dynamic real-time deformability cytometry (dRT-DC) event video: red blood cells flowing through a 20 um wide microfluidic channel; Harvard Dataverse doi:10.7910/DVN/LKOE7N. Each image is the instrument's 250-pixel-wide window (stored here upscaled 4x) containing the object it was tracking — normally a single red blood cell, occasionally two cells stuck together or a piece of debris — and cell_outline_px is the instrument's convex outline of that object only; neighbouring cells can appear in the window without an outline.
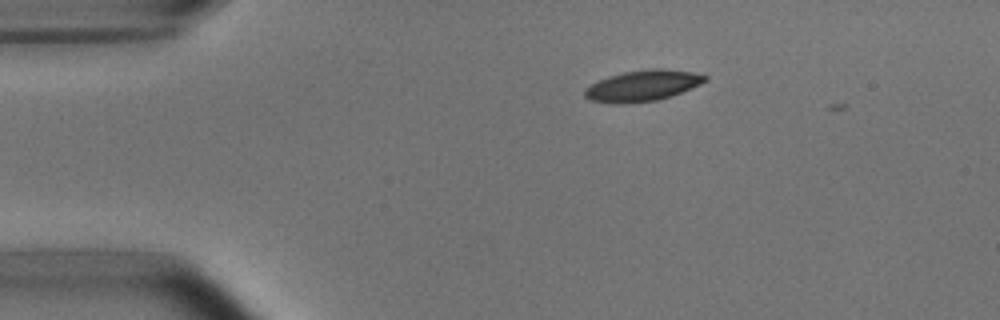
{"species": "common noctule bat (a hibernating species)", "species_latin": "Nyctalus noctula", "temperature_condition": "room temperature", "stored_images_in_passage": 2, "camera_frame_rate_fps": 3000, "um_per_image_px": 0.085, "animal": {"sex": "male", "body_mass_g": 15.6}, "frame": {"image": 1, "passage_image": 1, "time_ms": 0.0, "image_size_px": [1000, 320], "cell_outline_px": [[708, 80], [700, 84], [672, 96], [656, 100], [624, 104], [612, 104], [588, 100], [584, 96], [584, 88], [588, 84], [596, 80], [608, 76], [624, 72], [652, 68], [664, 68], [692, 72], [708, 76]], "centroid_in_image_um": [54.56, 7.29], "position_along_channel_um": 30.4, "area_um2": 22.08}}